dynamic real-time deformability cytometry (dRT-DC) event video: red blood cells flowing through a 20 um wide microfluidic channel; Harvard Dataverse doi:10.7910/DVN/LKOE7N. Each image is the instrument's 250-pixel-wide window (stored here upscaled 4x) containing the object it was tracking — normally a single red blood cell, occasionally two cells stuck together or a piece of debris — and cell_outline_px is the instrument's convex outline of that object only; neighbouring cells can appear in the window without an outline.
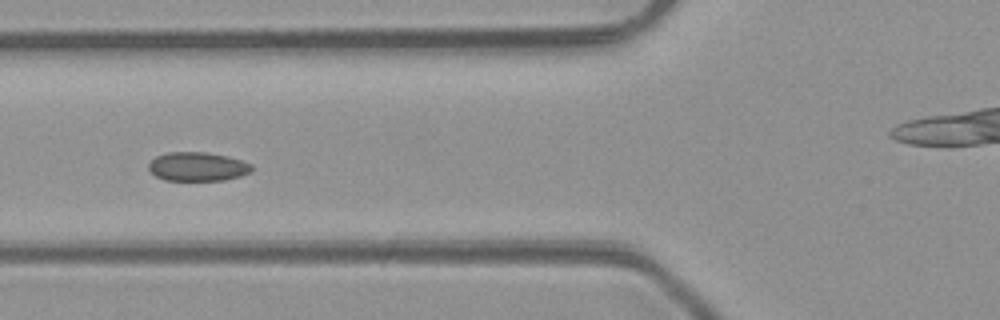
{"species": "common noctule bat (a hibernating species)", "species_latin": "Nyctalus noctula", "temperature_condition": "room temperature", "stored_images_in_passage": 3, "camera_frame_rate_fps": 3000, "um_per_image_px": 0.085, "animal": {"sex": "male", "body_mass_g": 23.1, "forearm_length_mm": 52.7}, "frame": {"image": 1, "passage_image": 3, "time_ms": 2.0, "image_size_px": [1000, 320], "cell_outline_px": [[252, 172], [240, 176], [224, 180], [164, 180], [156, 176], [148, 168], [148, 164], [156, 156], [168, 152], [208, 152], [228, 156], [252, 164]], "centroid_in_image_um": [16.8, 14.15], "position_along_channel_um": 109.0, "area_um2": 17.4}}